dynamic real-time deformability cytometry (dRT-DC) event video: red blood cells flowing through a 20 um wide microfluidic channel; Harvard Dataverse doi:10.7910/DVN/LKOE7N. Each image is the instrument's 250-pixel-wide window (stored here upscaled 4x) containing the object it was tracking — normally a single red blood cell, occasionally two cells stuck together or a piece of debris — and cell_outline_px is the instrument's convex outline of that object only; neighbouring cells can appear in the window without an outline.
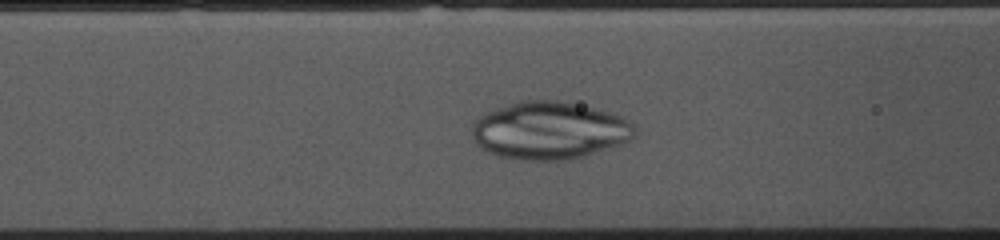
{"species": "common noctule bat (a hibernating species)", "species_latin": "Nyctalus noctula", "temperature_condition": "cold", "stored_images_in_passage": 30, "camera_frame_rate_fps": 3000, "um_per_image_px": 0.085, "animal": {"sex": "female", "body_mass_g": 10.0, "forearm_length_mm": 53.1}, "frame": {"image": 1, "passage_image": 7, "time_ms": 2.0, "image_size_px": [1000, 240], "cell_outline_px": [[636, 136], [632, 140], [624, 144], [584, 156], [560, 160], [520, 160], [500, 156], [476, 144], [472, 136], [472, 128], [476, 120], [480, 116], [496, 108], [520, 100], [556, 100], [580, 104], [608, 112], [620, 116], [632, 124], [636, 128]], "centroid_in_image_um": [46.74, 11.09], "position_along_channel_um": 119.9, "area_um2": 54.62}}
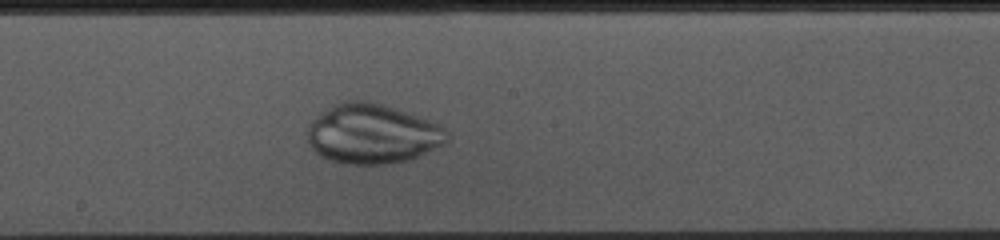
{"frame": {"image": 2, "passage_image": 15, "time_ms": 4.667, "image_size_px": [1000, 240], "cell_outline_px": [[448, 140], [444, 144], [416, 156], [404, 160], [384, 164], [344, 164], [320, 156], [312, 148], [308, 140], [308, 128], [312, 120], [320, 112], [332, 104], [344, 100], [372, 100], [396, 108], [440, 124], [448, 132]], "centroid_in_image_um": [31.63, 11.34], "position_along_channel_um": 216.6, "area_um2": 48.61}}
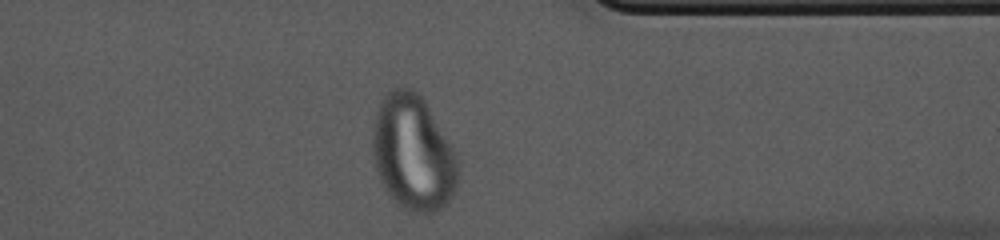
{"frame": {"image": 3, "passage_image": 29, "time_ms": 9.333, "image_size_px": [1000, 240], "cell_outline_px": [[460, 176], [456, 188], [452, 196], [436, 212], [412, 212], [404, 208], [388, 192], [380, 180], [376, 168], [372, 152], [372, 132], [376, 112], [384, 92], [388, 88], [408, 88], [416, 92], [424, 100], [460, 160]], "centroid_in_image_um": [35.12, 12.98], "position_along_channel_um": 376.3, "area_um2": 57.51}}